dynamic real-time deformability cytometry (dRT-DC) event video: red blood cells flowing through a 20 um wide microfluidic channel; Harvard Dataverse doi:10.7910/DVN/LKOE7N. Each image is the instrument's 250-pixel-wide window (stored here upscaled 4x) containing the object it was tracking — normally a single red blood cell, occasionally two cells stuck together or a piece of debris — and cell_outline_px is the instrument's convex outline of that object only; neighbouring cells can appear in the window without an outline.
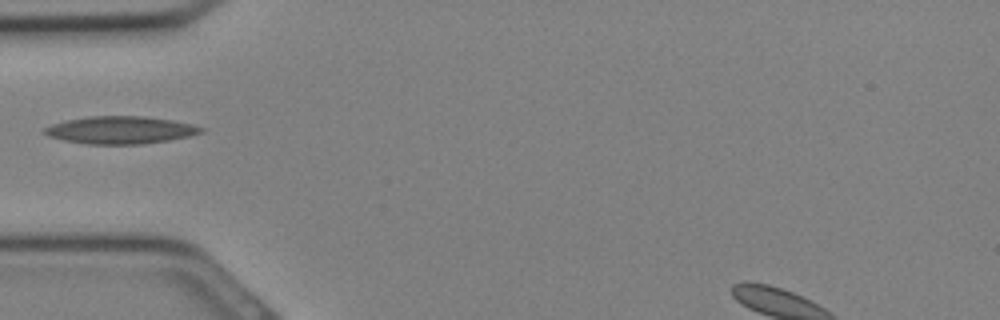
{"species": "Egyptian fruit bat (a non-hibernating species)", "species_latin": "Rousettus aegyptiacus", "temperature_condition": "cold", "stored_images_in_passage": 4, "camera_frame_rate_fps": 3000, "um_per_image_px": 0.085, "animal": {"sex": "female"}, "frame": {"image": 1, "passage_image": 1, "time_ms": 0.0, "image_size_px": [1000, 320], "cell_outline_px": [[204, 132], [188, 136], [168, 140], [140, 144], [88, 144], [64, 140], [48, 136], [40, 132], [44, 128], [52, 124], [68, 120], [88, 116], [144, 116], [172, 120], [192, 124], [204, 128]], "centroid_in_image_um": [10.22, 11.05], "position_along_channel_um": 74.8, "area_um2": 25.03}}
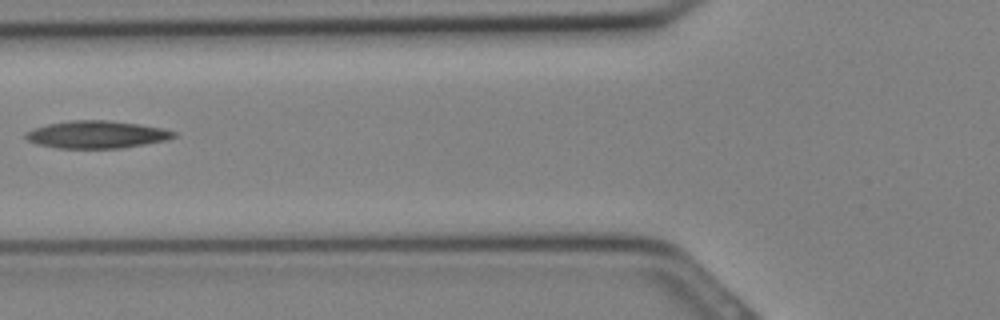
{"frame": {"image": 2, "passage_image": 3, "time_ms": 0.667, "image_size_px": [1000, 320], "cell_outline_px": [[176, 136], [164, 140], [144, 144], [120, 148], [56, 148], [36, 144], [28, 140], [24, 136], [24, 132], [48, 124], [72, 120], [108, 120], [136, 124], [160, 128], [176, 132]], "centroid_in_image_um": [8.16, 11.44], "position_along_channel_um": 117.6, "area_um2": 23.41}}